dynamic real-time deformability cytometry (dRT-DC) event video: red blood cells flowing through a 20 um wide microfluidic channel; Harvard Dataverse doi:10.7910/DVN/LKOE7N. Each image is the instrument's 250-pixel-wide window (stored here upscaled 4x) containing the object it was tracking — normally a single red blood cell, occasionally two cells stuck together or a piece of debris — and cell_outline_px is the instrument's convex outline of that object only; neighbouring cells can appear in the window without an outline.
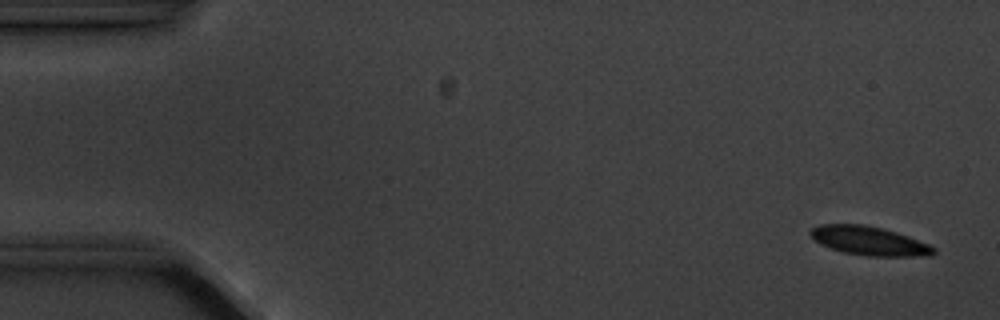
{"species": "common noctule bat (a hibernating species)", "species_latin": "Nyctalus noctula", "temperature_condition": "cold", "stored_images_in_passage": 7, "camera_frame_rate_fps": 3000, "um_per_image_px": 0.085, "animal": {"sex": "male", "body_mass_g": 20.1, "forearm_length_mm": 53.5}, "frame": {"image": 1, "passage_image": 1, "time_ms": 0.0, "image_size_px": [1000, 320], "cell_outline_px": [[936, 252], [932, 256], [868, 256], [844, 252], [820, 244], [808, 232], [812, 228], [820, 224], [864, 224], [896, 232], [908, 236], [928, 244], [936, 248]], "centroid_in_image_um": [73.9, 20.47], "position_along_channel_um": 11.1, "area_um2": 20.58}}
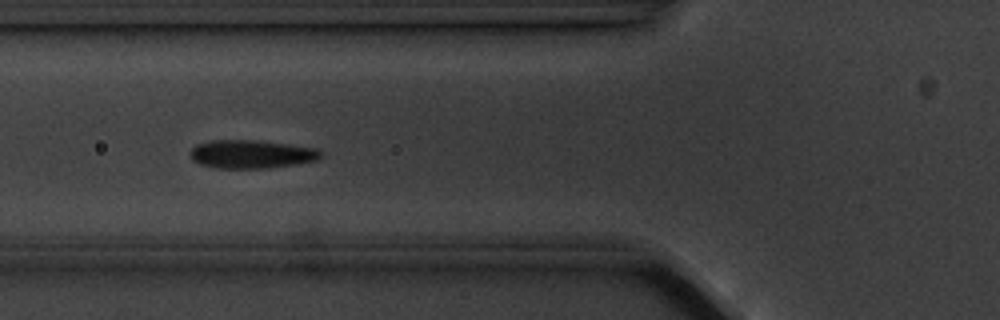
{"frame": {"image": 2, "passage_image": 6, "time_ms": 6.0, "image_size_px": [1000, 320], "cell_outline_px": [[320, 156], [316, 160], [292, 164], [264, 168], [216, 168], [200, 164], [192, 160], [188, 152], [196, 144], [212, 140], [256, 140], [288, 144], [316, 148], [320, 152]], "centroid_in_image_um": [21.28, 13.09], "position_along_channel_um": 104.5, "area_um2": 21.39}}
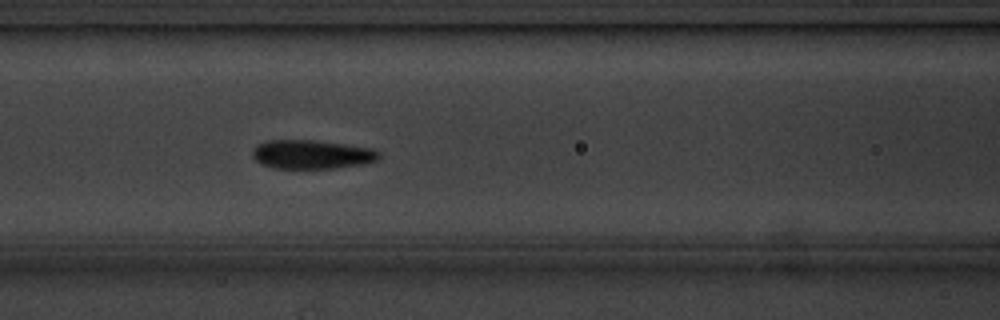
{"frame": {"image": 3, "passage_image": 7, "time_ms": 7.0, "image_size_px": [1000, 320], "cell_outline_px": [[380, 156], [376, 160], [364, 164], [332, 168], [272, 168], [260, 164], [252, 156], [252, 148], [268, 140], [312, 140], [344, 144], [372, 148], [380, 152]], "centroid_in_image_um": [26.48, 13.12], "position_along_channel_um": 140.1, "area_um2": 21.27}}